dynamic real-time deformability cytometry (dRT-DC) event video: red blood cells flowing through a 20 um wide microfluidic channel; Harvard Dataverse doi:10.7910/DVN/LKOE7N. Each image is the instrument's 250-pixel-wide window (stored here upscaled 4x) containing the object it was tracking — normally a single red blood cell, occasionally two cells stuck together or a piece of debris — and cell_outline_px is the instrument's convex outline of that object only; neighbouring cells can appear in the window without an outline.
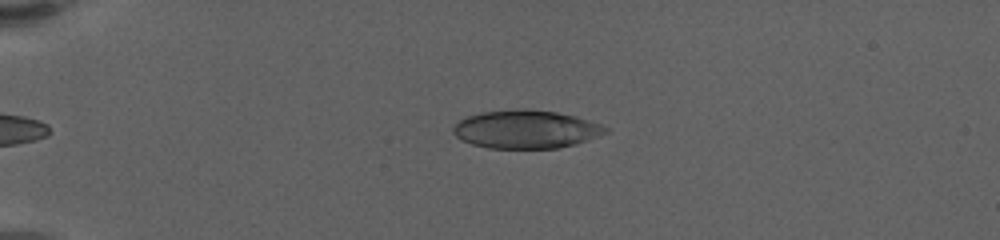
{"species": "human", "species_latin": "Homo sapiens", "temperature_condition": "warm", "stored_images_in_passage": 53, "camera_frame_rate_fps": 3000, "um_per_image_px": 0.085, "donor": {"sex": "female"}, "frame": {"image": 1, "passage_image": 7, "time_ms": 2.0, "image_size_px": [1000, 240], "cell_outline_px": [[608, 132], [576, 144], [556, 148], [488, 148], [472, 144], [460, 140], [452, 132], [452, 128], [460, 120], [468, 116], [484, 112], [556, 112], [576, 116], [600, 124], [608, 128]], "centroid_in_image_um": [44.71, 11.04], "position_along_channel_um": 40.3, "area_um2": 32.77}}
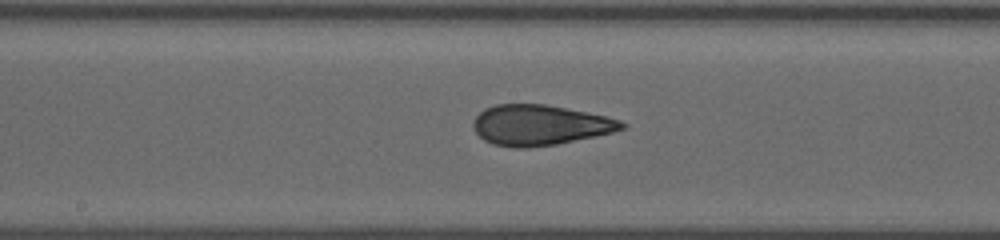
{"frame": {"image": 2, "passage_image": 26, "time_ms": 8.333, "image_size_px": [1000, 240], "cell_outline_px": [[628, 124], [624, 128], [612, 132], [596, 136], [556, 144], [528, 148], [512, 148], [492, 144], [484, 140], [476, 132], [472, 124], [476, 116], [484, 108], [496, 104], [544, 104], [604, 116], [620, 120]], "centroid_in_image_um": [45.85, 10.64], "position_along_channel_um": 202.3, "area_um2": 34.8}}
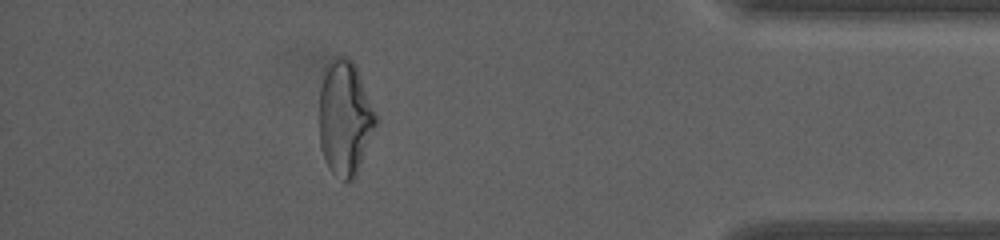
{"frame": {"image": 3, "passage_image": 47, "time_ms": 15.333, "image_size_px": [1000, 240], "cell_outline_px": [[376, 124], [356, 176], [352, 180], [344, 180], [332, 172], [328, 168], [324, 160], [320, 148], [320, 88], [324, 76], [328, 68], [336, 56], [348, 56], [356, 64], [376, 116]], "centroid_in_image_um": [29.31, 10.05], "position_along_channel_um": 405.9, "area_um2": 37.22}, "authors_computed_cell_mechanics": {"area_um2": 34.6222, "velocity_mm_per_s": 3.3966, "shape_relaxation_time_tau1_ms": null, "shape_relaxation_time_tau2_ms": 1.264, "deformation_change_tau1": null, "deformation_change_tau2": 0.0912}}